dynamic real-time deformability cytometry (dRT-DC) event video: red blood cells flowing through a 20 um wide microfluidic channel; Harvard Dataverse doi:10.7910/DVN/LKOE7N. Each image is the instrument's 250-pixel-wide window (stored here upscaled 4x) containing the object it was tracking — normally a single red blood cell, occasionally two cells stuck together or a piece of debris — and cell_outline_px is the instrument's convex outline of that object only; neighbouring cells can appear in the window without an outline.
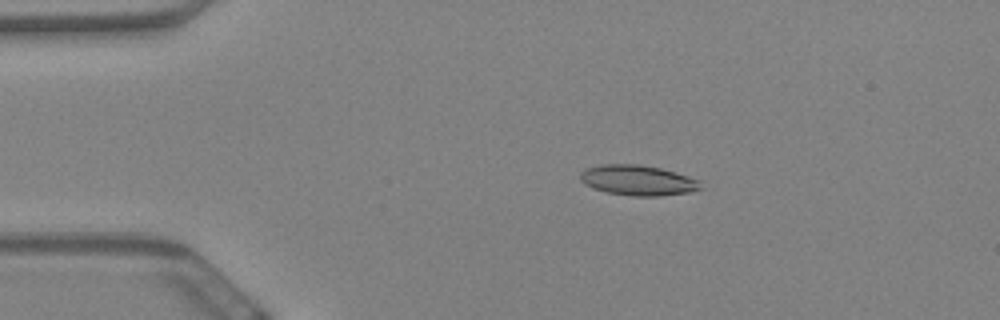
{"species": "Egyptian fruit bat (a non-hibernating species)", "species_latin": "Rousettus aegyptiacus", "temperature_condition": "warm", "stored_images_in_passage": 51, "camera_frame_rate_fps": 3000, "um_per_image_px": 0.085, "animal": {"sex": "female"}, "frame": {"image": 1, "passage_image": 3, "time_ms": 0.667, "image_size_px": [1000, 320], "cell_outline_px": [[704, 188], [692, 192], [660, 196], [632, 196], [608, 192], [592, 188], [584, 184], [580, 180], [580, 172], [584, 168], [600, 164], [640, 164], [660, 168], [688, 176], [700, 180]], "centroid_in_image_um": [54.22, 15.32], "position_along_channel_um": 30.8, "area_um2": 21.56}}
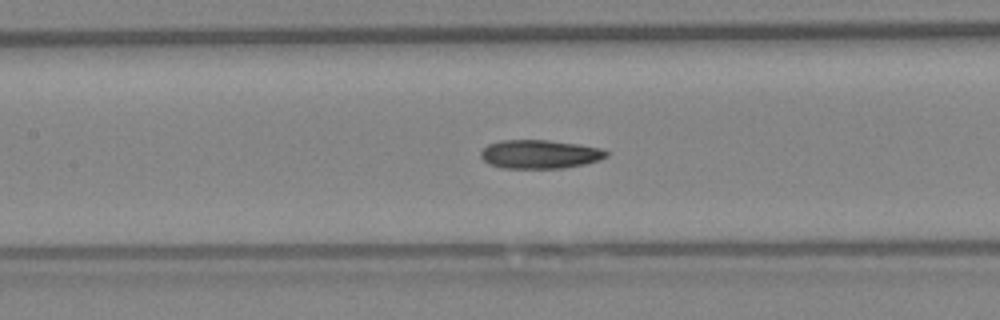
{"frame": {"image": 2, "passage_image": 19, "time_ms": 6.0, "image_size_px": [1000, 320], "cell_outline_px": [[608, 156], [600, 160], [584, 164], [564, 168], [504, 168], [488, 164], [480, 156], [480, 152], [488, 144], [500, 140], [548, 140], [580, 144], [600, 148], [608, 152]], "centroid_in_image_um": [45.88, 13.1], "position_along_channel_um": 161.5, "area_um2": 21.1}}
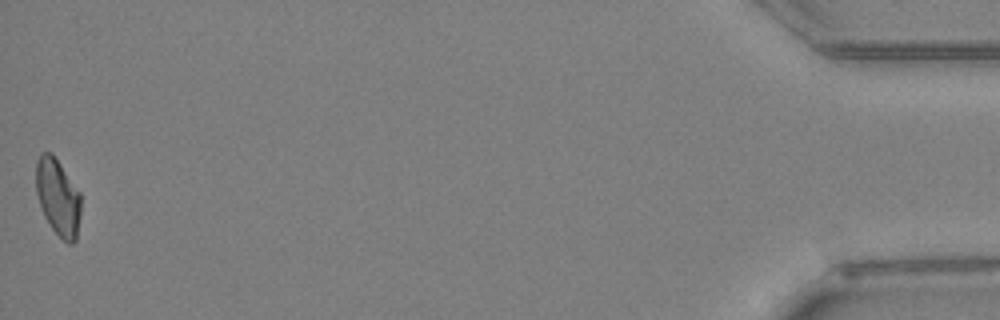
{"frame": {"image": 3, "passage_image": 51, "time_ms": 16.667, "image_size_px": [1000, 320], "cell_outline_px": [[80, 212], [76, 240], [72, 244], [68, 244], [52, 228], [44, 216], [36, 192], [36, 160], [40, 152], [52, 152], [80, 192]], "centroid_in_image_um": [4.91, 16.73], "position_along_channel_um": 430.3, "area_um2": 20.0}, "authors_computed_cell_mechanics": {"area_um2": 20.8658, "velocity_mm_per_s": 3.4241, "shape_relaxation_time_tau1_ms": 11.3761, "shape_relaxation_time_tau2_ms": 4.3502, "deformation_change_tau1": 0.2362, "deformation_change_tau2": 0.1152}}